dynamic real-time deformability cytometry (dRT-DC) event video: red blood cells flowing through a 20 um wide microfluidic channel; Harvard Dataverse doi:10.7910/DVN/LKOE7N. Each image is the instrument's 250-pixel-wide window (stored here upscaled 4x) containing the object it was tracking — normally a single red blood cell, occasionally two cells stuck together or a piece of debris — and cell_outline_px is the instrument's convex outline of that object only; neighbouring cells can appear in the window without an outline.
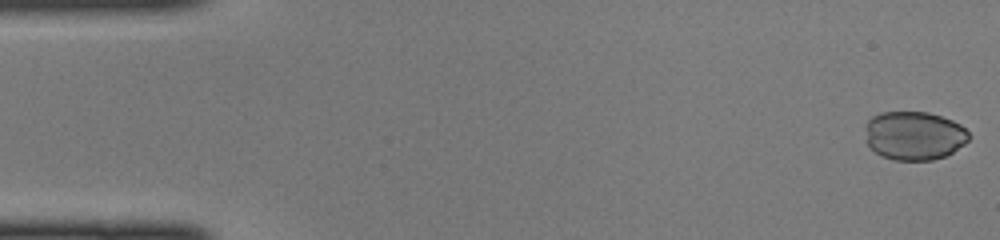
{"species": "common noctule bat (a hibernating species)", "species_latin": "Nyctalus noctula", "temperature_condition": "cold", "stored_images_in_passage": 47, "camera_frame_rate_fps": 3000, "um_per_image_px": 0.085, "animal": {"sex": "female", "body_mass_g": 22.0, "forearm_length_mm": 56.7}, "frame": {"image": 1, "passage_image": 1, "time_ms": 0.0, "image_size_px": [1000, 240], "cell_outline_px": [[972, 136], [964, 144], [952, 152], [944, 156], [932, 160], [892, 160], [880, 156], [868, 144], [868, 120], [872, 116], [880, 112], [928, 112], [952, 120], [960, 124]], "centroid_in_image_um": [77.74, 11.53], "position_along_channel_um": 7.3, "area_um2": 29.19}}
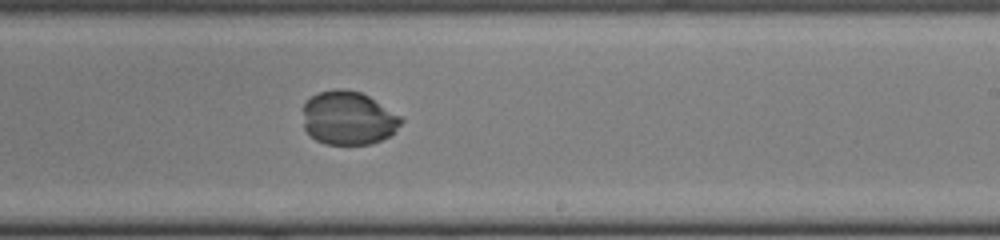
{"frame": {"image": 2, "passage_image": 28, "time_ms": 9.0, "image_size_px": [1000, 240], "cell_outline_px": [[404, 120], [388, 136], [372, 144], [324, 144], [316, 140], [304, 128], [304, 104], [312, 96], [320, 92], [332, 88], [340, 88], [360, 92], [368, 96], [400, 116]], "centroid_in_image_um": [29.58, 10.03], "position_along_channel_um": 259.4, "area_um2": 30.29}}
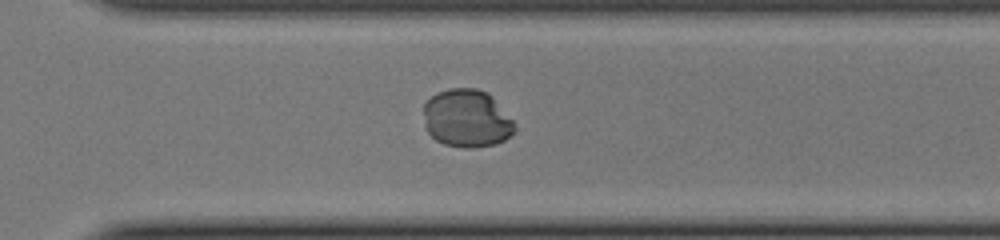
{"frame": {"image": 3, "passage_image": 33, "time_ms": 10.667, "image_size_px": [1000, 240], "cell_outline_px": [[512, 132], [504, 140], [496, 144], [472, 148], [464, 148], [444, 144], [436, 140], [424, 128], [424, 104], [436, 92], [448, 88], [476, 88], [488, 92], [492, 96], [512, 120]], "centroid_in_image_um": [39.62, 10.06], "position_along_channel_um": 331.0, "area_um2": 30.63}}